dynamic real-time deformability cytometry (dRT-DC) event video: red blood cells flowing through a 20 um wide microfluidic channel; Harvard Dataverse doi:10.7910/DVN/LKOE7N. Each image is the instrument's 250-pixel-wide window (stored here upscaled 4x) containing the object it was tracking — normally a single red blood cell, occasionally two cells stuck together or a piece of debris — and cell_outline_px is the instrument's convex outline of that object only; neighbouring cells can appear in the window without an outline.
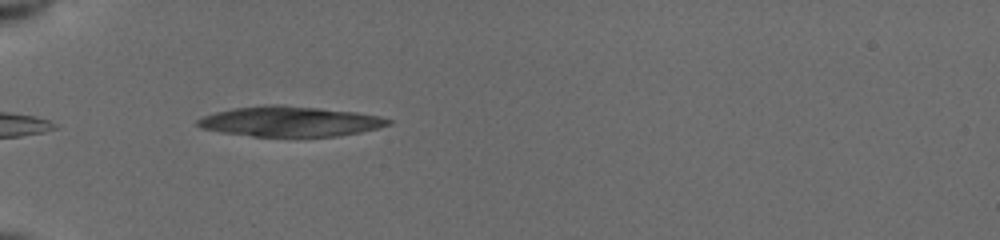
{"species": "common noctule bat (a hibernating species)", "species_latin": "Nyctalus noctula", "temperature_condition": "cold", "stored_images_in_passage": 3, "camera_frame_rate_fps": 3000, "um_per_image_px": 0.085, "animal": {"sex": "female", "body_mass_g": 19.5, "forearm_length_mm": 54.1}, "frame": {"image": 1, "passage_image": 1, "time_ms": 0.0, "image_size_px": [1000, 240], "cell_outline_px": [[392, 124], [360, 132], [336, 136], [252, 136], [220, 132], [200, 128], [196, 124], [196, 120], [204, 116], [216, 112], [232, 108], [264, 104], [276, 104], [356, 112], [380, 116], [392, 120]], "centroid_in_image_um": [24.62, 10.32], "position_along_channel_um": 60.4, "area_um2": 33.41}}